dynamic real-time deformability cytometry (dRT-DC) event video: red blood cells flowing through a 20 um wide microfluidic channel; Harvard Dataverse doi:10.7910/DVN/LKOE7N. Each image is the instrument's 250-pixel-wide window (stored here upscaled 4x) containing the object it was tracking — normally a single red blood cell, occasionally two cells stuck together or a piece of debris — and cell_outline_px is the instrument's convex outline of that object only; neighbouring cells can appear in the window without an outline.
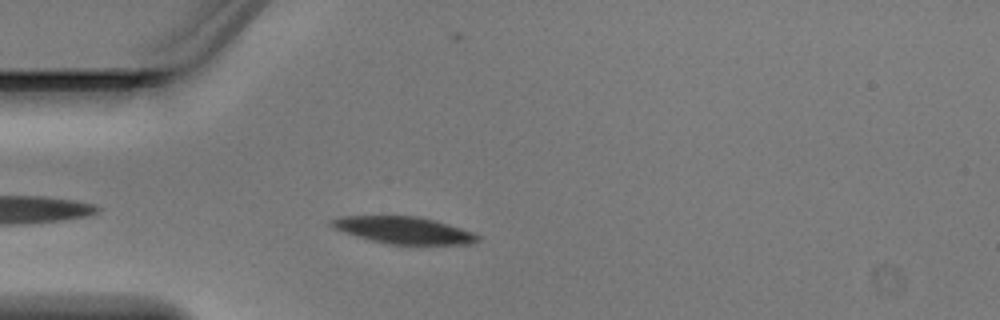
{"species": "Egyptian fruit bat (a non-hibernating species)", "species_latin": "Rousettus aegyptiacus", "temperature_condition": "warm", "stored_images_in_passage": 2, "camera_frame_rate_fps": 3000, "um_per_image_px": 0.085, "animal": {"sex": "male"}, "frame": {"image": 1, "passage_image": 2, "time_ms": 0.333, "image_size_px": [1000, 320], "cell_outline_px": [[480, 240], [472, 244], [392, 244], [372, 240], [336, 228], [328, 224], [328, 220], [340, 216], [420, 216], [436, 220], [476, 232], [480, 236]], "centroid_in_image_um": [34.41, 19.55], "position_along_channel_um": 50.6, "area_um2": 22.89}}